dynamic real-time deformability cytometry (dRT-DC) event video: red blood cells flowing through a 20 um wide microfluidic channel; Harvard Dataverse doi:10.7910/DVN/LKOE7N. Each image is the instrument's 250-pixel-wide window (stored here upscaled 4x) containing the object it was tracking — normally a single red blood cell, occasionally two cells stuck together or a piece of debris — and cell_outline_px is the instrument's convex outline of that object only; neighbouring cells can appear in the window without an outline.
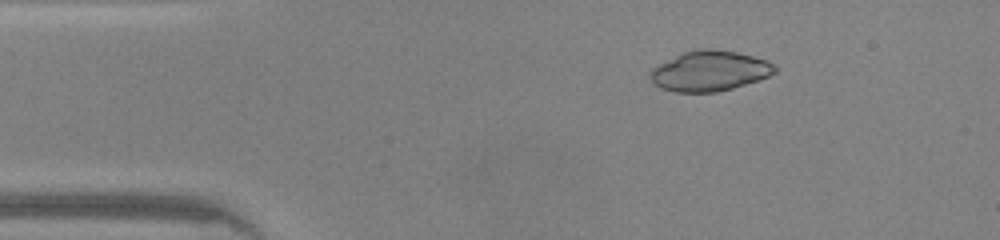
{"species": "common noctule bat (a hibernating species)", "species_latin": "Nyctalus noctula", "temperature_condition": "warm", "stored_images_in_passage": 45, "camera_frame_rate_fps": 3000, "um_per_image_px": 0.085, "animal": {"sex": "male", "body_mass_g": 20.0, "forearm_length_mm": 53.3}, "frame": {"image": 1, "passage_image": 6, "time_ms": 1.667, "image_size_px": [1000, 240], "cell_outline_px": [[776, 72], [768, 76], [732, 88], [716, 92], [676, 92], [660, 88], [652, 80], [648, 72], [652, 68], [684, 52], [696, 48], [712, 48], [736, 52], [752, 56], [764, 60], [772, 64], [776, 68]], "centroid_in_image_um": [60.29, 6.03], "position_along_channel_um": 24.7, "area_um2": 28.84}}